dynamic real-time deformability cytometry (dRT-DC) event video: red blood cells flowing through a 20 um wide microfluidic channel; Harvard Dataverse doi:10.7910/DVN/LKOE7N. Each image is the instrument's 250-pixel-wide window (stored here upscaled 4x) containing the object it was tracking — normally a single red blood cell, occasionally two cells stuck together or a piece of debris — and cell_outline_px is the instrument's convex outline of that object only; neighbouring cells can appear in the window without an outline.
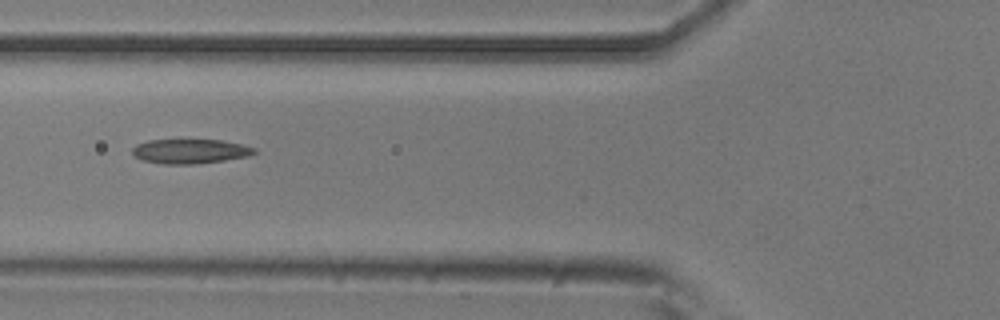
{"species": "common noctule bat (a hibernating species)", "species_latin": "Nyctalus noctula", "temperature_condition": "room temperature", "stored_images_in_passage": 6, "camera_frame_rate_fps": 3000, "um_per_image_px": 0.085, "animal": {"sex": "male", "body_mass_g": 20.5, "forearm_length_mm": 52.5}, "frame": {"image": 1, "passage_image": 6, "time_ms": 1.667, "image_size_px": [1000, 320], "cell_outline_px": [[256, 152], [248, 156], [224, 160], [196, 164], [164, 164], [144, 160], [132, 156], [132, 148], [136, 144], [148, 140], [220, 140], [240, 144], [256, 148]], "centroid_in_image_um": [16.12, 12.86], "position_along_channel_um": 109.7, "area_um2": 17.34}}